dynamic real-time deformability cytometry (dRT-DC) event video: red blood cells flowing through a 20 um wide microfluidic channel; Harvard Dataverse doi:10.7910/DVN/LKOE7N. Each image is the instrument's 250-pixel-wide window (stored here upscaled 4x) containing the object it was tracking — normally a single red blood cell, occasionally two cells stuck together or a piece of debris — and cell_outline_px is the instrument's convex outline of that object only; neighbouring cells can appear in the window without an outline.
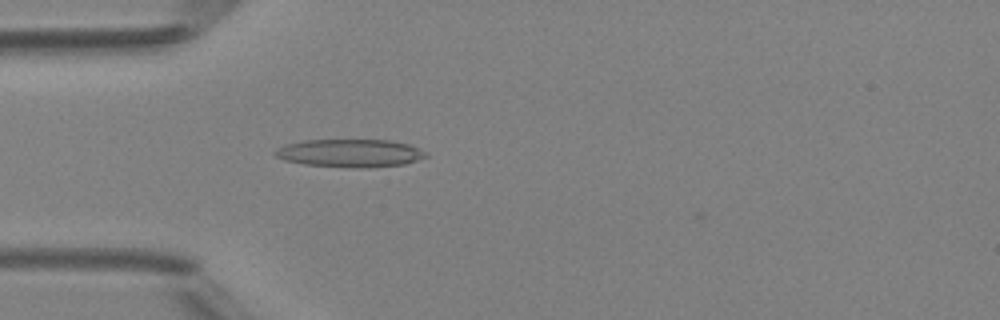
{"species": "Egyptian fruit bat (a non-hibernating species)", "species_latin": "Rousettus aegyptiacus", "temperature_condition": "room temperature", "stored_images_in_passage": 35, "camera_frame_rate_fps": 3000, "um_per_image_px": 0.085, "animal": {"sex": "female"}, "frame": {"image": 1, "passage_image": 7, "time_ms": 2.0, "image_size_px": [1000, 320], "cell_outline_px": [[428, 156], [404, 164], [368, 168], [360, 168], [304, 164], [284, 160], [276, 156], [272, 152], [276, 148], [288, 144], [304, 140], [392, 140], [408, 144], [420, 148], [428, 152]], "centroid_in_image_um": [29.78, 13.01], "position_along_channel_um": 55.2, "area_um2": 24.62}}
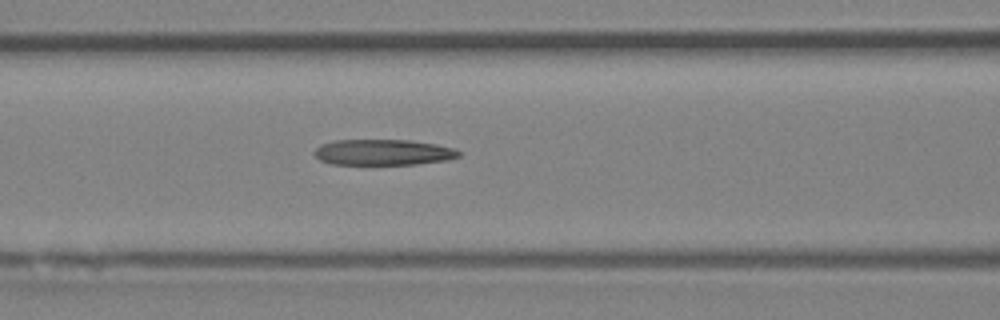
{"frame": {"image": 2, "passage_image": 13, "time_ms": 4.0, "image_size_px": [1000, 320], "cell_outline_px": [[460, 156], [448, 160], [416, 164], [332, 164], [320, 160], [312, 152], [320, 144], [332, 140], [408, 140], [436, 144], [456, 148], [460, 152]], "centroid_in_image_um": [32.57, 12.94], "position_along_channel_um": 134.0, "area_um2": 21.85}}
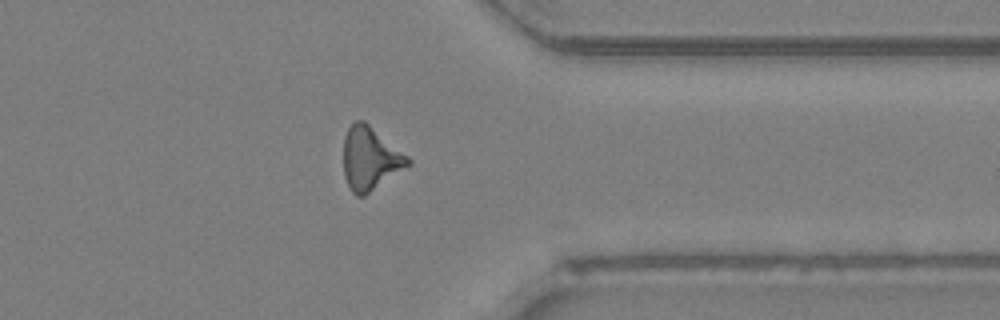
{"frame": {"image": 3, "passage_image": 31, "time_ms": 10.0, "image_size_px": [1000, 320], "cell_outline_px": [[412, 164], [364, 196], [356, 196], [352, 192], [344, 176], [344, 136], [348, 128], [356, 120], [364, 120], [408, 156], [412, 160]], "centroid_in_image_um": [31.47, 13.48], "position_along_channel_um": 379.9, "area_um2": 23.64}, "authors_computed_cell_mechanics": {"area_um2": 22.4264, "velocity_mm_per_s": 4.2446, "shape_relaxation_time_tau1_ms": null, "shape_relaxation_time_tau2_ms": 4.097, "deformation_change_tau1": null, "deformation_change_tau2": 0.1881}}